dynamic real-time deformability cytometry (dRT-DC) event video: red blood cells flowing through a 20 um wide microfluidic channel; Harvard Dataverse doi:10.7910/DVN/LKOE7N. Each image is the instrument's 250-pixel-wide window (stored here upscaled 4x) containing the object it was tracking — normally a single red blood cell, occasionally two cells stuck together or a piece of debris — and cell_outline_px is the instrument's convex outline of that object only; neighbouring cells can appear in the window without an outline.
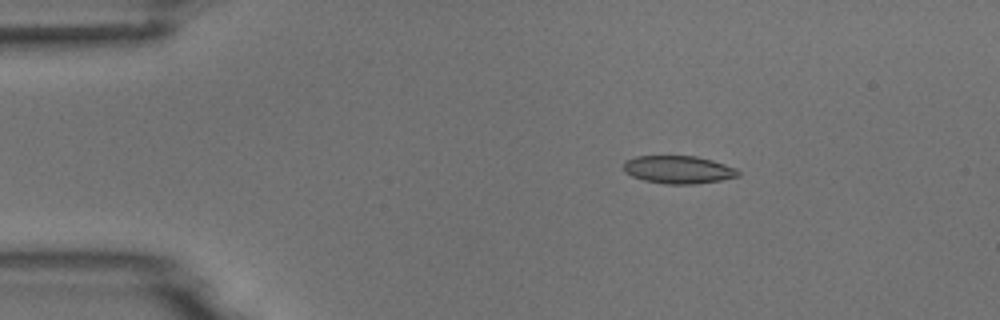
{"species": "common noctule bat (a hibernating species)", "species_latin": "Nyctalus noctula", "temperature_condition": "room temperature", "stored_images_in_passage": 6, "camera_frame_rate_fps": 3000, "um_per_image_px": 0.085, "animal": {"sex": "male", "body_mass_g": 18.8}, "frame": {"image": 1, "passage_image": 3, "time_ms": 2.333, "image_size_px": [1000, 320], "cell_outline_px": [[740, 176], [720, 180], [696, 184], [664, 184], [644, 180], [632, 176], [624, 172], [624, 160], [636, 156], [696, 156], [712, 160], [736, 168], [740, 172]], "centroid_in_image_um": [57.65, 14.42], "position_along_channel_um": 27.3, "area_um2": 18.67}}
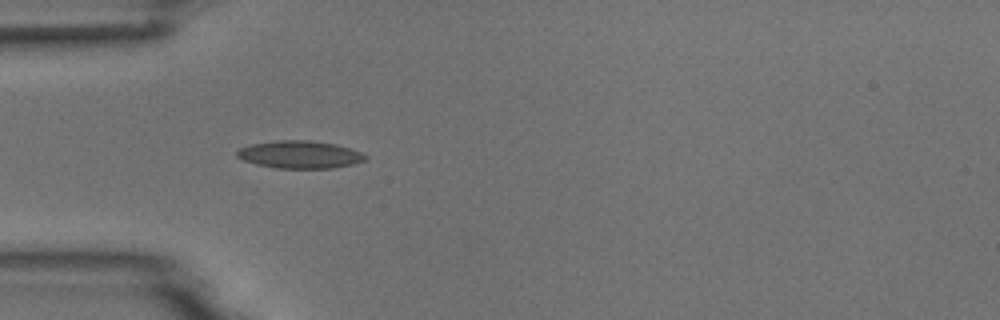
{"frame": {"image": 2, "passage_image": 5, "time_ms": 4.667, "image_size_px": [1000, 320], "cell_outline_px": [[368, 160], [352, 164], [332, 168], [276, 168], [256, 164], [244, 160], [236, 156], [236, 152], [240, 148], [252, 144], [276, 140], [308, 140], [332, 144], [348, 148], [360, 152], [368, 156]], "centroid_in_image_um": [25.48, 13.14], "position_along_channel_um": 59.5, "area_um2": 20.46}}